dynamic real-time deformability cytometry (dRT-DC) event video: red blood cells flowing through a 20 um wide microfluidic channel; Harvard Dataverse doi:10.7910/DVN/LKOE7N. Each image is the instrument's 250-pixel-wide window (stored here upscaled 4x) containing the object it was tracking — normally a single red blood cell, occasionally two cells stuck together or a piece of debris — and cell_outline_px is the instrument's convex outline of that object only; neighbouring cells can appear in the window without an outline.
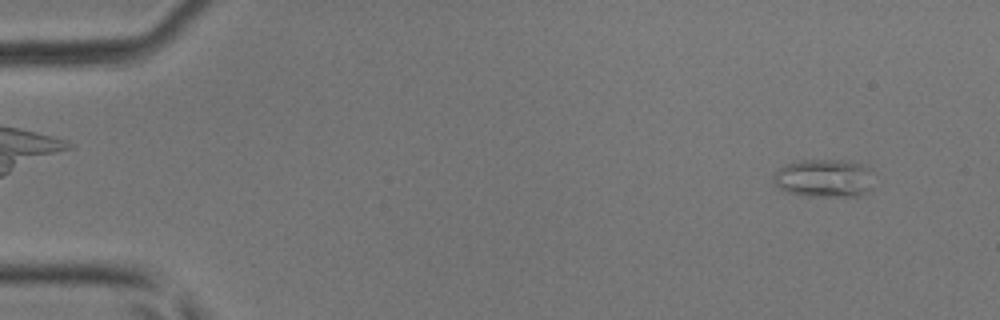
{"species": "common noctule bat (a hibernating species)", "species_latin": "Nyctalus noctula", "temperature_condition": "room temperature", "stored_images_in_passage": 43, "camera_frame_rate_fps": 3000, "um_per_image_px": 0.085, "animal": {"sex": "male", "body_mass_g": 17.9, "forearm_length_mm": 54.2}, "frame": {"image": 1, "passage_image": 3, "time_ms": 0.667, "image_size_px": [1000, 320], "cell_outline_px": [[872, 188], [868, 192], [860, 196], [808, 196], [792, 192], [780, 188], [772, 180], [772, 176], [780, 168], [788, 164], [804, 160], [844, 160], [860, 164], [868, 168]], "centroid_in_image_um": [70.06, 15.15], "position_along_channel_um": 14.9, "area_um2": 21.91}}
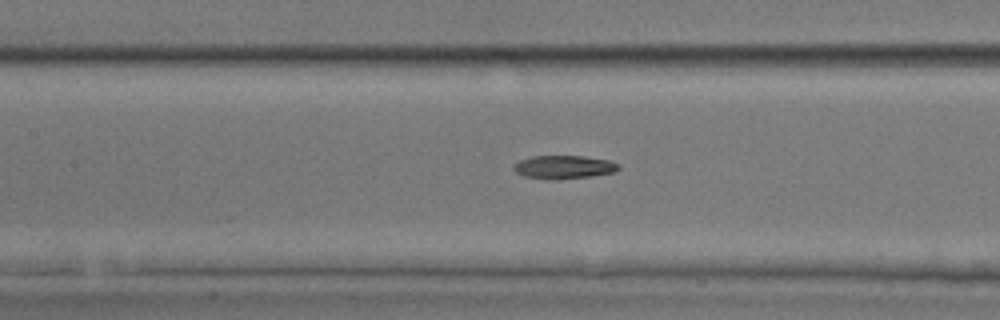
{"frame": {"image": 2, "passage_image": 20, "time_ms": 6.333, "image_size_px": [1000, 320], "cell_outline_px": [[620, 168], [612, 172], [592, 176], [552, 180], [544, 180], [524, 176], [516, 172], [512, 168], [520, 160], [532, 156], [584, 156], [608, 160], [616, 164]], "centroid_in_image_um": [47.87, 14.21], "position_along_channel_um": 159.5, "area_um2": 14.16}}
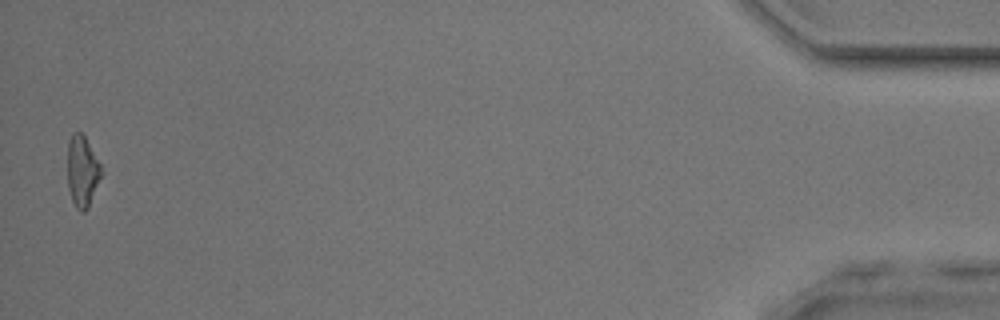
{"frame": {"image": 3, "passage_image": 43, "time_ms": 14.0, "image_size_px": [1000, 320], "cell_outline_px": [[100, 176], [88, 208], [84, 212], [80, 212], [76, 208], [72, 200], [68, 188], [68, 140], [72, 132], [80, 132], [84, 136], [100, 164]], "centroid_in_image_um": [6.96, 14.56], "position_along_channel_um": 428.2, "area_um2": 13.64}}